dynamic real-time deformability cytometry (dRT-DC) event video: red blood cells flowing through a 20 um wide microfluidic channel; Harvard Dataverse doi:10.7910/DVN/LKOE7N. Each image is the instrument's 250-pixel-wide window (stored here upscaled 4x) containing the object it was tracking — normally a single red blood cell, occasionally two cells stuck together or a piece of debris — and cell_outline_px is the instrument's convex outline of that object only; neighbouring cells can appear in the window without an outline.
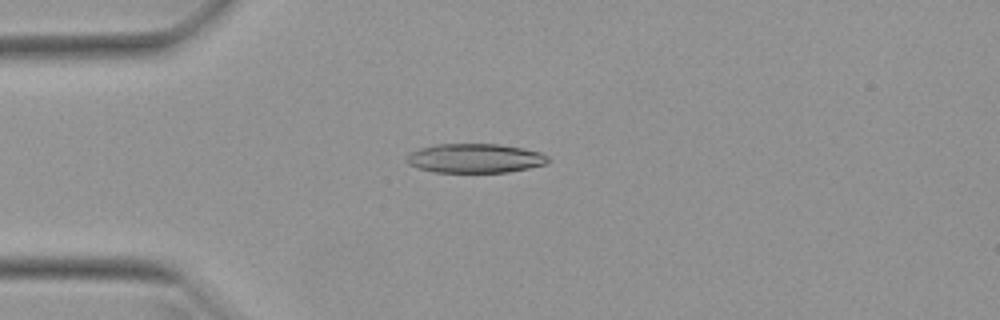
{"species": "Egyptian fruit bat (a non-hibernating species)", "species_latin": "Rousettus aegyptiacus", "temperature_condition": "warm", "stored_images_in_passage": 18, "camera_frame_rate_fps": 3000, "um_per_image_px": 0.085, "animal": {"sex": "female"}, "frame": {"image": 1, "passage_image": 2, "time_ms": 0.333, "image_size_px": [1000, 320], "cell_outline_px": [[548, 164], [508, 172], [432, 172], [408, 164], [404, 160], [404, 156], [408, 152], [420, 148], [436, 144], [500, 144], [524, 148], [540, 152], [548, 156]], "centroid_in_image_um": [40.34, 13.45], "position_along_channel_um": 44.7, "area_um2": 24.33}}
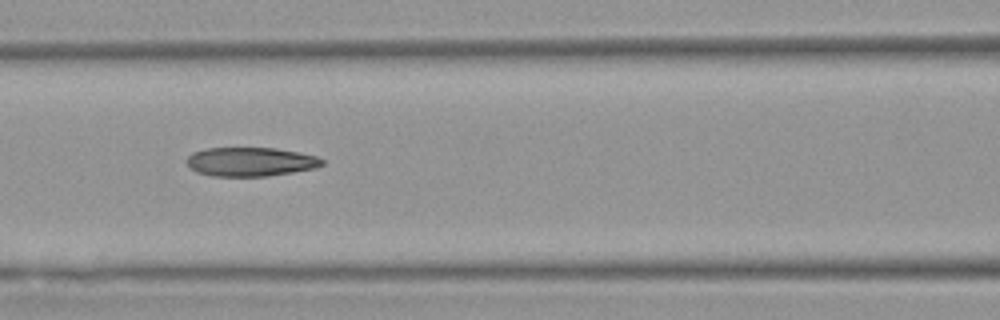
{"frame": {"image": 2, "passage_image": 11, "time_ms": 3.333, "image_size_px": [1000, 320], "cell_outline_px": [[324, 164], [316, 168], [268, 176], [212, 176], [196, 172], [188, 168], [184, 160], [192, 152], [208, 148], [276, 148], [300, 152], [316, 156], [324, 160]], "centroid_in_image_um": [21.26, 13.75], "position_along_channel_um": 145.3, "area_um2": 23.12}}
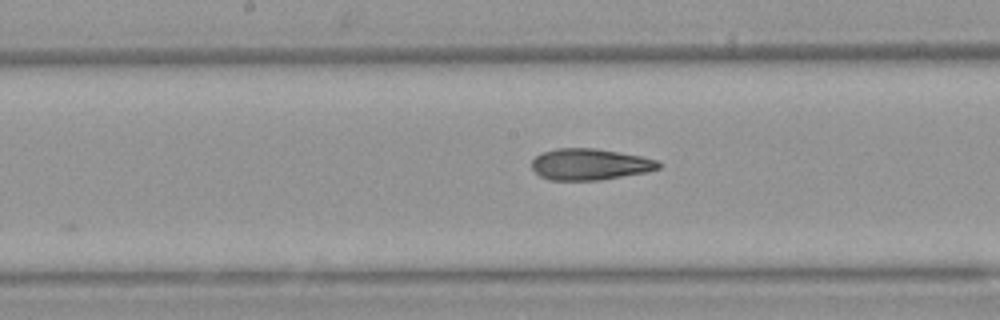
{"frame": {"image": 3, "passage_image": 15, "time_ms": 4.667, "image_size_px": [1000, 320], "cell_outline_px": [[660, 168], [648, 172], [600, 180], [552, 180], [540, 176], [532, 168], [532, 160], [536, 156], [544, 152], [556, 148], [596, 148], [640, 156], [656, 160], [660, 164]], "centroid_in_image_um": [50.14, 13.97], "position_along_channel_um": 198.1, "area_um2": 23.06}}